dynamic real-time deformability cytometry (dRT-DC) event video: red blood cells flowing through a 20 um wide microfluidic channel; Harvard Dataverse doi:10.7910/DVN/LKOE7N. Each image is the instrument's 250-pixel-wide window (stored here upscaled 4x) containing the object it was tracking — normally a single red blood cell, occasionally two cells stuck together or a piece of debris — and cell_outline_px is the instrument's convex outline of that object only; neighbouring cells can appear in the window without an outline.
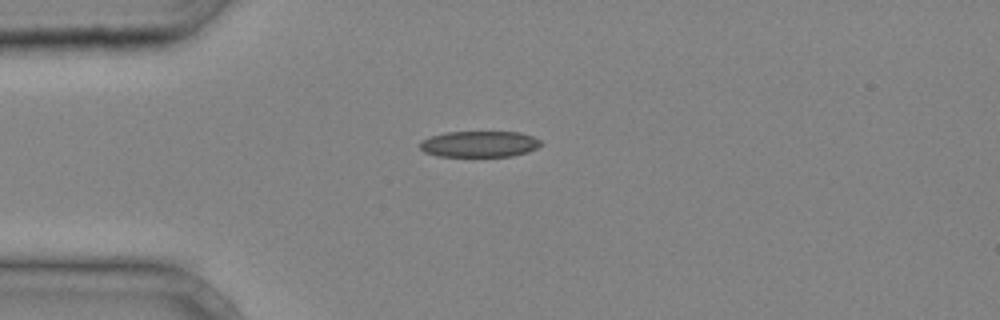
{"species": "common noctule bat (a hibernating species)", "species_latin": "Nyctalus noctula", "temperature_condition": "cold", "stored_images_in_passage": 29, "camera_frame_rate_fps": 3000, "um_per_image_px": 0.085, "animal": {"sex": "male", "body_mass_g": 20.4}, "frame": {"image": 1, "passage_image": 1, "time_ms": 0.0, "image_size_px": [1000, 320], "cell_outline_px": [[544, 144], [528, 152], [512, 156], [440, 156], [424, 152], [420, 148], [420, 140], [444, 132], [520, 132], [532, 136], [540, 140]], "centroid_in_image_um": [40.76, 12.24], "position_along_channel_um": 44.2, "area_um2": 18.44}}
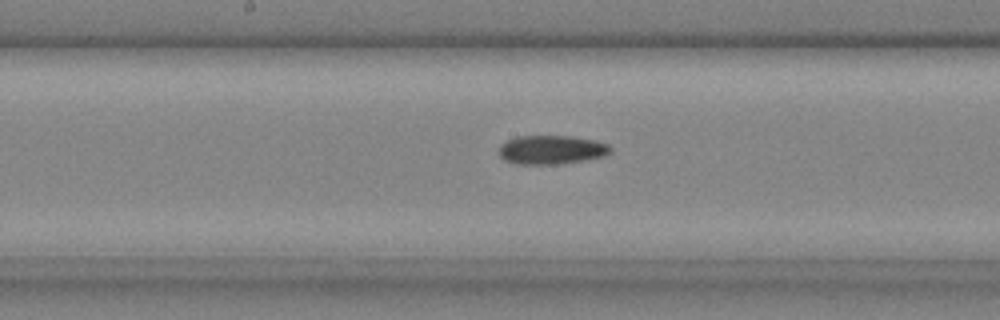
{"frame": {"image": 2, "passage_image": 12, "time_ms": 3.667, "image_size_px": [1000, 320], "cell_outline_px": [[612, 152], [604, 156], [556, 164], [516, 164], [504, 160], [500, 156], [500, 144], [516, 136], [572, 136], [596, 140], [608, 144], [612, 148]], "centroid_in_image_um": [46.88, 12.72], "position_along_channel_um": 201.3, "area_um2": 18.73}}
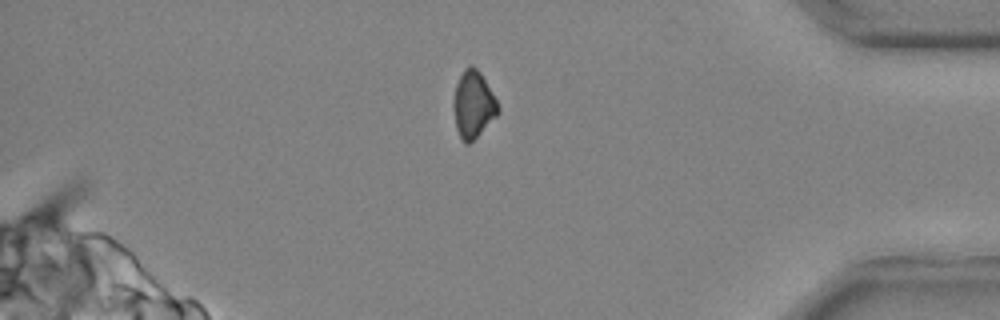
{"frame": {"image": 3, "passage_image": 26, "time_ms": 8.333, "image_size_px": [1000, 320], "cell_outline_px": [[500, 112], [468, 144], [464, 144], [456, 128], [452, 104], [452, 100], [456, 84], [464, 68], [468, 64], [472, 64], [480, 72], [496, 100], [500, 108]], "centroid_in_image_um": [40.2, 8.85], "position_along_channel_um": 395.0, "area_um2": 17.28}}